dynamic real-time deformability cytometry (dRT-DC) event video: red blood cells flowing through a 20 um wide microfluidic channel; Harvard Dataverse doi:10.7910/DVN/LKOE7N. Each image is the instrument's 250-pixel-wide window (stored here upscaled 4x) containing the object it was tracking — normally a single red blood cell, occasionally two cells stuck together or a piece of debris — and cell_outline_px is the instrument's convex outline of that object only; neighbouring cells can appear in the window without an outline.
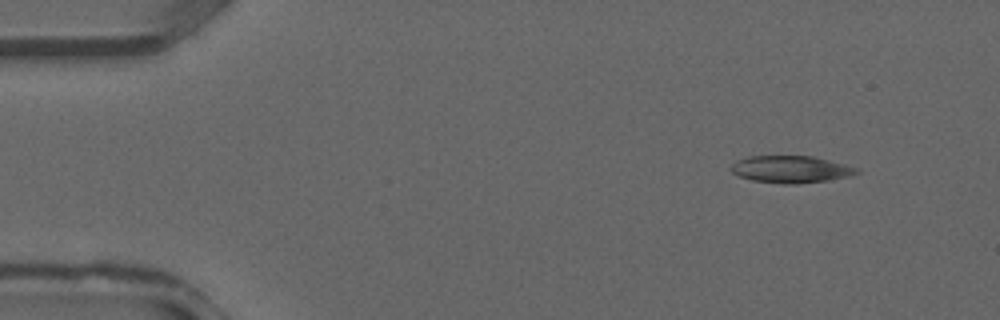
{"species": "common noctule bat (a hibernating species)", "species_latin": "Nyctalus noctula", "temperature_condition": "warm", "stored_images_in_passage": 34, "camera_frame_rate_fps": 3000, "um_per_image_px": 0.085, "animal": {"sex": "male", "forearm_length_mm": 52.5}, "frame": {"image": 1, "passage_image": 1, "time_ms": 0.0, "image_size_px": [1000, 320], "cell_outline_px": [[860, 172], [848, 176], [828, 180], [796, 184], [784, 184], [752, 180], [740, 176], [732, 172], [728, 168], [736, 160], [748, 156], [812, 156], [860, 168]], "centroid_in_image_um": [67.2, 14.39], "position_along_channel_um": 17.8, "area_um2": 19.83}}
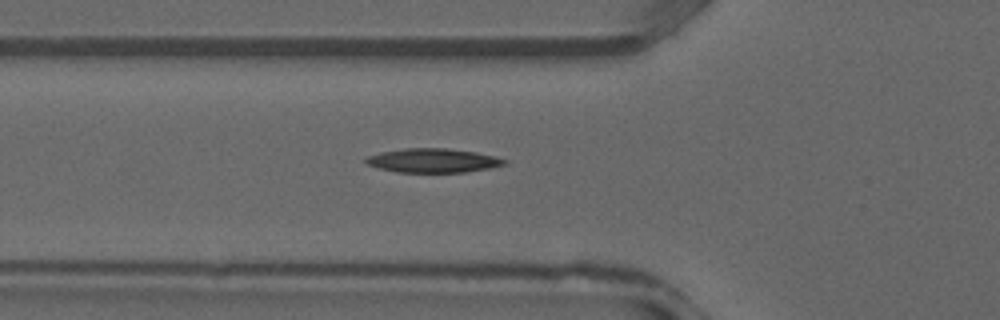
{"frame": {"image": 2, "passage_image": 10, "time_ms": 3.0, "image_size_px": [1000, 320], "cell_outline_px": [[508, 164], [492, 168], [464, 172], [396, 172], [364, 164], [364, 160], [368, 156], [380, 152], [404, 148], [444, 148], [476, 152], [496, 156], [508, 160]], "centroid_in_image_um": [36.83, 13.64], "position_along_channel_um": 89.0, "area_um2": 19.59}}
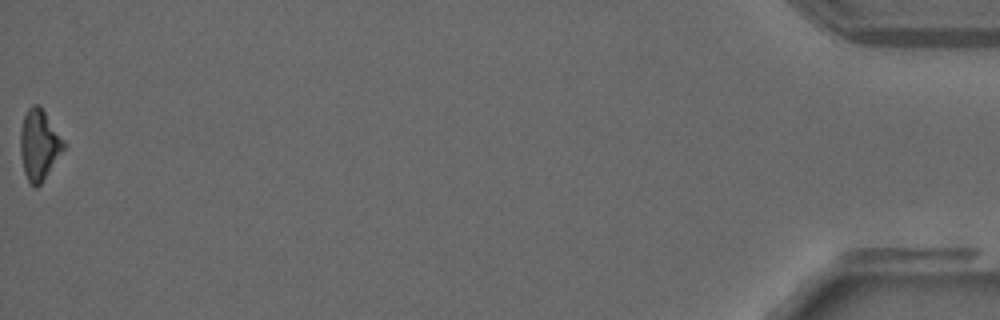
{"frame": {"image": 3, "passage_image": 34, "time_ms": 11.0, "image_size_px": [1000, 320], "cell_outline_px": [[64, 148], [40, 184], [36, 188], [28, 180], [24, 172], [20, 152], [20, 128], [24, 116], [28, 108], [32, 104], [40, 104], [64, 140]], "centroid_in_image_um": [3.3, 12.25], "position_along_channel_um": 431.9, "area_um2": 17.57}}